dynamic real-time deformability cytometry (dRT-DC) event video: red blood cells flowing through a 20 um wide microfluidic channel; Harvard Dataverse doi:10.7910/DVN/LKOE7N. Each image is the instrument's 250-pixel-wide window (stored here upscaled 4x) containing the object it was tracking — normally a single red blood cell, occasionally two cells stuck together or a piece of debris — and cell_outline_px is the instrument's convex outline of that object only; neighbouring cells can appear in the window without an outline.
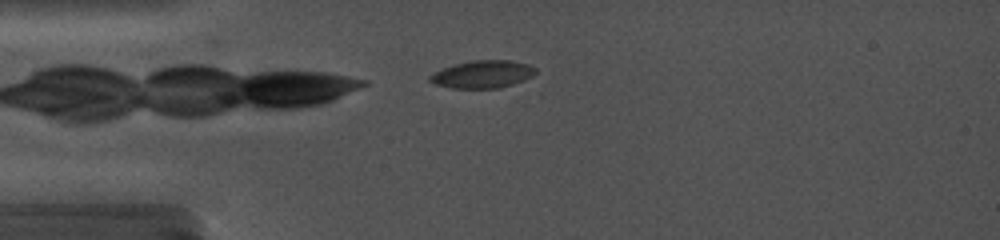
{"species": "common noctule bat (a hibernating species)", "species_latin": "Nyctalus noctula", "temperature_condition": "cold", "stored_images_in_passage": 8, "camera_frame_rate_fps": 5000, "um_per_image_px": 0.085, "animal": {"sex": "female", "body_mass_g": 19.0, "forearm_length_mm": 56.7}, "frame": {"image": 1, "passage_image": 1, "time_ms": 0.0, "image_size_px": [1000, 240], "cell_outline_px": [[536, 72], [532, 76], [524, 80], [500, 88], [452, 88], [436, 84], [428, 80], [428, 76], [444, 68], [456, 64], [472, 60], [512, 60], [528, 64], [536, 68]], "centroid_in_image_um": [41.05, 6.31], "position_along_channel_um": 44.0, "area_um2": 16.88}}